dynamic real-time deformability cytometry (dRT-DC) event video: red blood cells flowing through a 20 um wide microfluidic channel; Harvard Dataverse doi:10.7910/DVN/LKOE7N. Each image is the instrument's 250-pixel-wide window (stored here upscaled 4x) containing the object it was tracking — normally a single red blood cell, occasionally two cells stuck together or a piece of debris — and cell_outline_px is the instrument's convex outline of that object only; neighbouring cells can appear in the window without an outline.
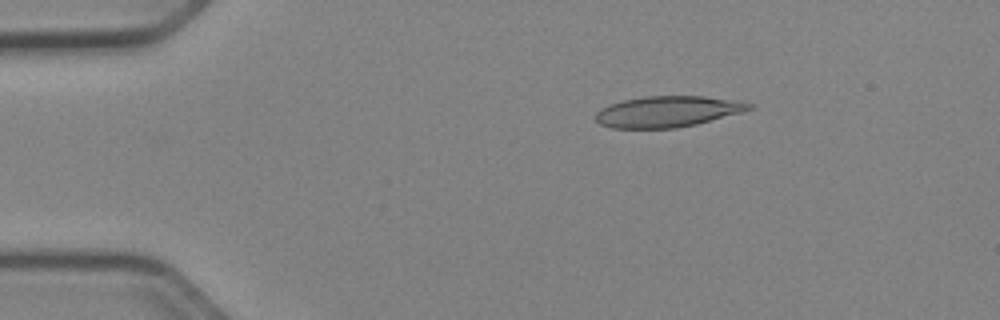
{"species": "Egyptian fruit bat (a non-hibernating species)", "species_latin": "Rousettus aegyptiacus", "temperature_condition": "cold", "stored_images_in_passage": 51, "camera_frame_rate_fps": 3000, "um_per_image_px": 0.085, "animal": {"sex": "female"}, "frame": {"image": 1, "passage_image": 9, "time_ms": 2.667, "image_size_px": [1000, 320], "cell_outline_px": [[752, 108], [740, 112], [696, 124], [676, 128], [612, 128], [600, 124], [596, 120], [596, 112], [600, 108], [608, 104], [624, 100], [644, 96], [704, 96], [740, 100], [752, 104]], "centroid_in_image_um": [56.72, 9.47], "position_along_channel_um": 28.3, "area_um2": 27.69}}
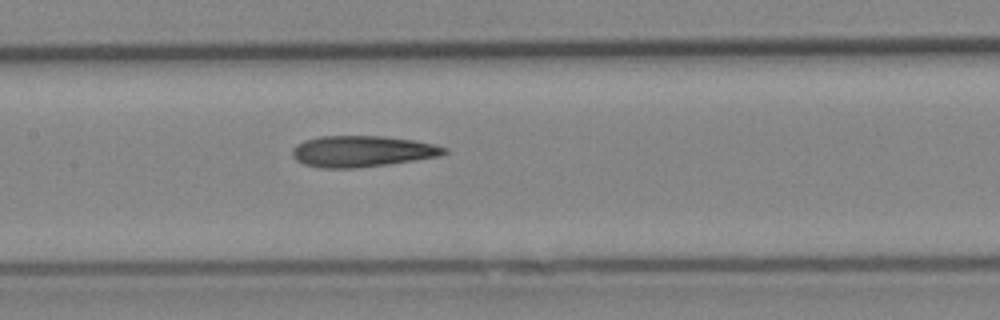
{"frame": {"image": 2, "passage_image": 25, "time_ms": 8.0, "image_size_px": [1000, 320], "cell_outline_px": [[448, 152], [440, 156], [388, 164], [356, 168], [320, 168], [304, 164], [296, 160], [292, 156], [292, 148], [296, 144], [304, 140], [320, 136], [384, 136], [412, 140], [432, 144], [448, 148]], "centroid_in_image_um": [30.75, 12.86], "position_along_channel_um": 176.7, "area_um2": 27.63}}
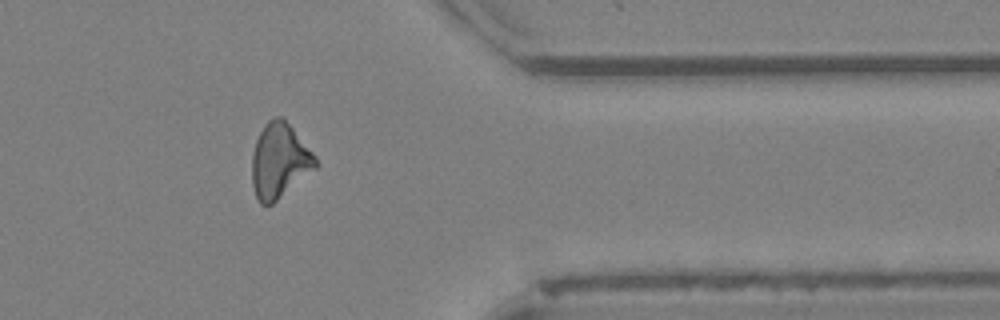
{"frame": {"image": 3, "passage_image": 42, "time_ms": 13.667, "image_size_px": [1000, 320], "cell_outline_px": [[320, 164], [316, 168], [272, 204], [260, 204], [256, 196], [252, 184], [252, 152], [256, 140], [264, 124], [272, 116], [284, 116], [316, 156]], "centroid_in_image_um": [23.76, 13.62], "position_along_channel_um": 387.6, "area_um2": 27.98}, "authors_computed_cell_mechanics": {"area_um2": 27.1082, "velocity_mm_per_s": 3.9759, "shape_relaxation_time_tau1_ms": null, "shape_relaxation_time_tau2_ms": 5.5916, "deformation_change_tau1": null, "deformation_change_tau2": 0.1889}}